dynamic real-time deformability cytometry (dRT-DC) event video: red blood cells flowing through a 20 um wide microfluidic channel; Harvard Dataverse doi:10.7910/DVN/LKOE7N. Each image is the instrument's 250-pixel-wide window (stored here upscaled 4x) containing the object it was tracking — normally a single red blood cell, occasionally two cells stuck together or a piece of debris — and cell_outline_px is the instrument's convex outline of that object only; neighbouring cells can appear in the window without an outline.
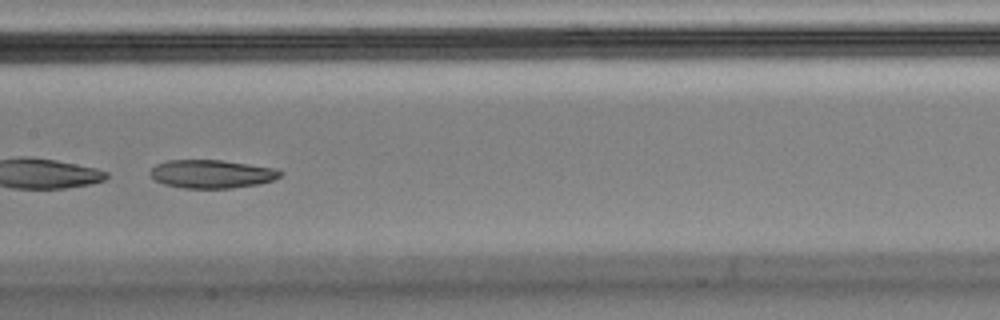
{"species": "Egyptian fruit bat (a non-hibernating species)", "species_latin": "Rousettus aegyptiacus", "temperature_condition": "cold", "stored_images_in_passage": 8, "camera_frame_rate_fps": 3000, "um_per_image_px": 0.085, "animal": {"sex": "male"}, "frame": {"image": 1, "passage_image": 7, "time_ms": 2.0, "image_size_px": [1000, 320], "cell_outline_px": [[284, 172], [280, 176], [272, 180], [260, 184], [232, 188], [184, 188], [164, 184], [156, 180], [148, 172], [156, 164], [168, 160], [224, 160], [276, 168]], "centroid_in_image_um": [18.02, 14.78], "position_along_channel_um": 189.4, "area_um2": 21.56}}